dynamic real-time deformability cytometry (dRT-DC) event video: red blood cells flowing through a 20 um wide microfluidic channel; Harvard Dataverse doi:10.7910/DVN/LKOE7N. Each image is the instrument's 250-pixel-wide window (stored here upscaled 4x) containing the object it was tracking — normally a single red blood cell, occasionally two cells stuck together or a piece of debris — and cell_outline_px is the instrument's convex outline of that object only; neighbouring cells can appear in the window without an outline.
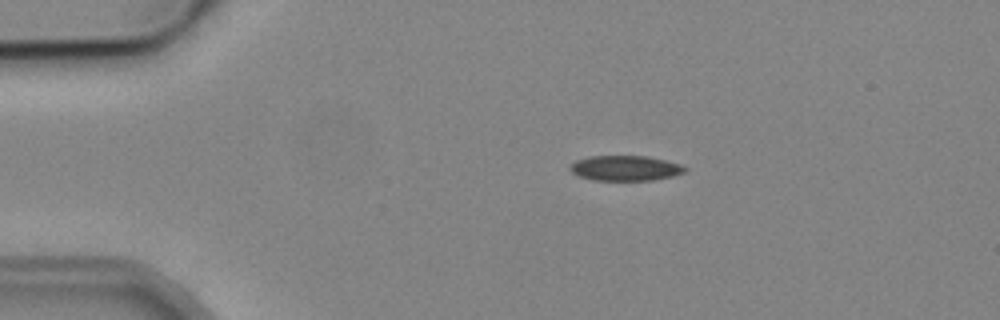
{"species": "common noctule bat (a hibernating species)", "species_latin": "Nyctalus noctula", "temperature_condition": "cold", "stored_images_in_passage": 4, "camera_frame_rate_fps": 3000, "um_per_image_px": 0.085, "animal": {"sex": "male", "body_mass_g": 19.2, "forearm_length_mm": 51.8}, "frame": {"image": 1, "passage_image": 4, "time_ms": 4.333, "image_size_px": [1000, 320], "cell_outline_px": [[688, 168], [684, 172], [672, 176], [652, 180], [592, 180], [576, 176], [568, 168], [568, 164], [576, 160], [588, 156], [648, 156], [680, 164]], "centroid_in_image_um": [53.08, 14.29], "position_along_channel_um": 31.9, "area_um2": 16.99}}